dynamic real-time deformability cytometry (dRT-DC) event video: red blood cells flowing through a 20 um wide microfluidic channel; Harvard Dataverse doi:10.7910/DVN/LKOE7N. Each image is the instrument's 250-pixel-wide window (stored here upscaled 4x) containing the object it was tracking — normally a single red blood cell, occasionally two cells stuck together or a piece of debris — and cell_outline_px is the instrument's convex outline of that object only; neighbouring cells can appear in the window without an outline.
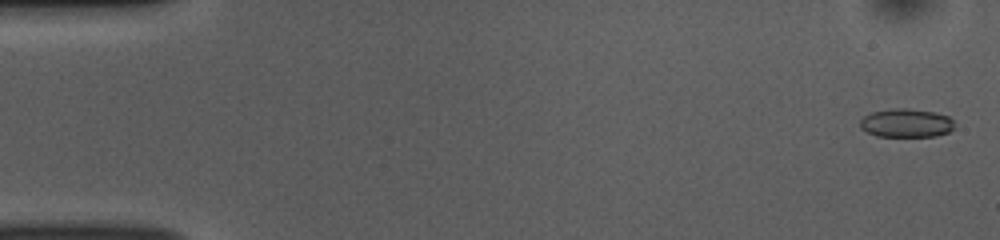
{"species": "common noctule bat (a hibernating species)", "species_latin": "Nyctalus noctula", "temperature_condition": "room temperature", "stored_images_in_passage": 52, "camera_frame_rate_fps": 3000, "um_per_image_px": 0.085, "animal": {"sex": "female", "body_mass_g": 10.0, "forearm_length_mm": 53.1}, "frame": {"image": 1, "passage_image": 2, "time_ms": 0.333, "image_size_px": [1000, 240], "cell_outline_px": [[952, 128], [948, 132], [936, 136], [876, 136], [860, 128], [860, 120], [864, 116], [872, 112], [892, 108], [904, 108], [932, 112], [948, 116], [952, 120]], "centroid_in_image_um": [76.98, 10.46], "position_along_channel_um": 8.0, "area_um2": 15.49}}
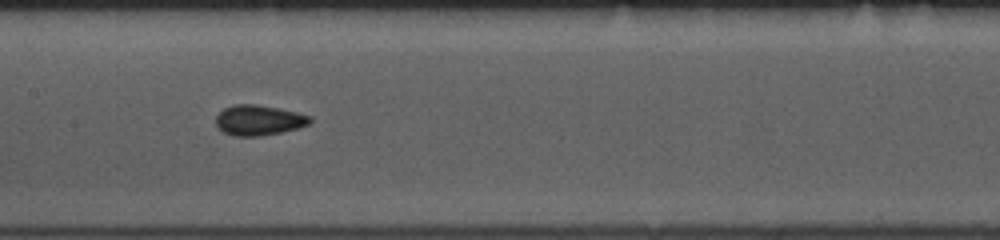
{"frame": {"image": 2, "passage_image": 26, "time_ms": 8.333, "image_size_px": [1000, 240], "cell_outline_px": [[312, 120], [308, 124], [296, 128], [280, 132], [260, 136], [236, 136], [224, 132], [216, 124], [216, 116], [224, 108], [232, 104], [256, 104], [280, 108], [312, 116]], "centroid_in_image_um": [21.99, 10.2], "position_along_channel_um": 185.4, "area_um2": 16.53}}
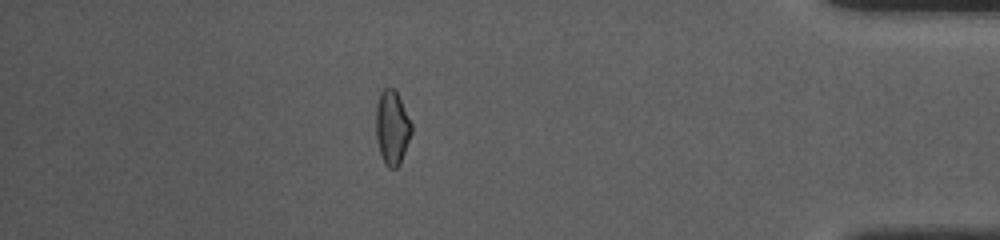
{"frame": {"image": 3, "passage_image": 46, "time_ms": 15.0, "image_size_px": [1000, 240], "cell_outline_px": [[412, 132], [400, 164], [396, 168], [388, 168], [384, 164], [380, 156], [376, 140], [376, 108], [380, 92], [384, 88], [392, 88], [396, 92], [412, 124]], "centroid_in_image_um": [33.31, 10.89], "position_along_channel_um": 401.9, "area_um2": 15.37}, "authors_computed_cell_mechanics": {"area_um2": 16.0973, "velocity_mm_per_s": 3.8639, "shape_relaxation_time_tau1_ms": 7.1769, "shape_relaxation_time_tau2_ms": 3.6038, "deformation_change_tau1": 0.112, "deformation_change_tau2": 0.0652}}